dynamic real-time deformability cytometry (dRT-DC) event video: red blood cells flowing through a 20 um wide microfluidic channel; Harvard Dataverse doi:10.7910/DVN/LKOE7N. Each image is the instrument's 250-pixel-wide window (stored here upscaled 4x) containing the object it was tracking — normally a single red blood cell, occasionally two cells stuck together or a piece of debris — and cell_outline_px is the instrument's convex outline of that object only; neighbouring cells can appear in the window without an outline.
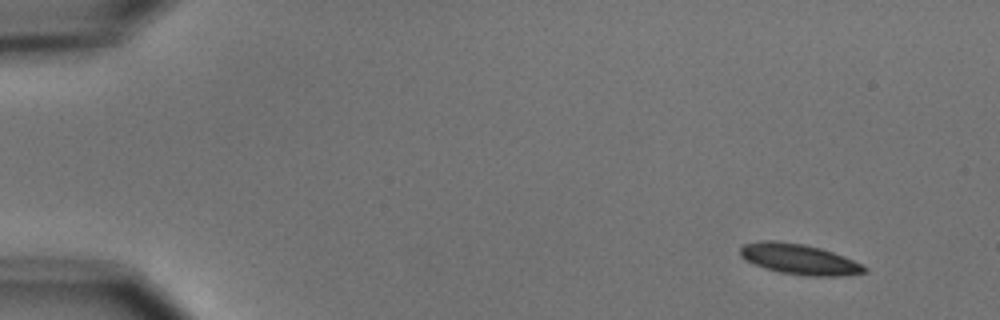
{"species": "common noctule bat (a hibernating species)", "species_latin": "Nyctalus noctula", "temperature_condition": "cold", "stored_images_in_passage": 5, "camera_frame_rate_fps": 3000, "um_per_image_px": 0.085, "animal": {"sex": "male", "body_mass_g": 15.6}, "frame": {"image": 1, "passage_image": 1, "time_ms": 0.0, "image_size_px": [1000, 320], "cell_outline_px": [[868, 272], [848, 276], [808, 276], [780, 272], [764, 268], [744, 260], [740, 256], [740, 248], [744, 244], [764, 240], [776, 240], [804, 244], [820, 248], [844, 256], [864, 264], [868, 268]], "centroid_in_image_um": [67.97, 22.04], "position_along_channel_um": 17.0, "area_um2": 22.37}}
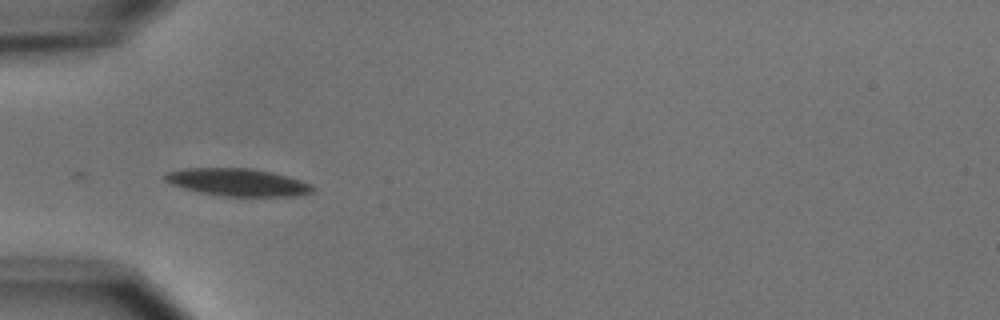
{"frame": {"image": 2, "passage_image": 4, "time_ms": 4.333, "image_size_px": [1000, 320], "cell_outline_px": [[316, 188], [312, 192], [296, 196], [220, 196], [200, 192], [184, 188], [172, 184], [164, 180], [160, 176], [168, 172], [184, 168], [252, 168], [272, 172], [288, 176], [312, 184]], "centroid_in_image_um": [20.2, 15.49], "position_along_channel_um": 64.8, "area_um2": 23.81}}
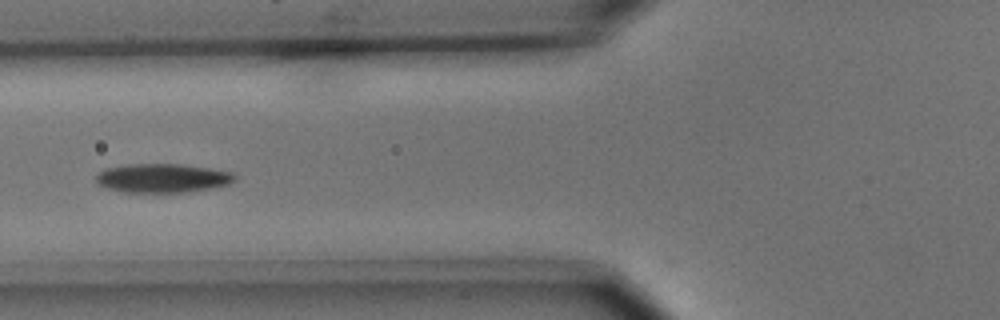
{"frame": {"image": 3, "passage_image": 5, "time_ms": 5.667, "image_size_px": [1000, 320], "cell_outline_px": [[236, 180], [228, 184], [212, 188], [188, 192], [124, 192], [108, 188], [96, 184], [96, 176], [104, 168], [128, 164], [180, 164], [236, 172]], "centroid_in_image_um": [13.83, 15.14], "position_along_channel_um": 112.0, "area_um2": 23.52}}